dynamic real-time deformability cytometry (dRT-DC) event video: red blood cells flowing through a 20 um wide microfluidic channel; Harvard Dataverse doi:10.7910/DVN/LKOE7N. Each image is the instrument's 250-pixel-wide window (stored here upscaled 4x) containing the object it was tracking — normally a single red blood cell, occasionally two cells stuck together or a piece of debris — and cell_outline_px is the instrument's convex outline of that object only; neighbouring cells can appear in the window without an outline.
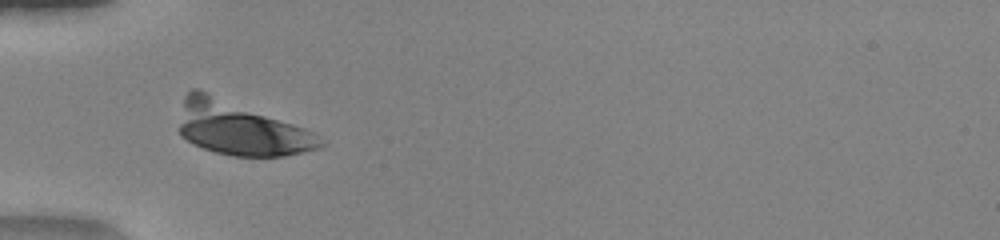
{"species": "human", "species_latin": "Homo sapiens", "temperature_condition": "warm", "stored_images_in_passage": 47, "camera_frame_rate_fps": 3000, "um_per_image_px": 0.085, "donor": {"sex": "female"}, "frame": {"image": 1, "passage_image": 14, "time_ms": 4.333, "image_size_px": [1000, 240], "cell_outline_px": [[324, 144], [320, 148], [304, 152], [284, 156], [232, 156], [216, 152], [192, 144], [180, 136], [180, 124], [184, 96], [192, 88], [200, 88], [304, 128], [312, 132]], "centroid_in_image_um": [20.39, 10.91], "position_along_channel_um": 64.6, "area_um2": 43.81}}
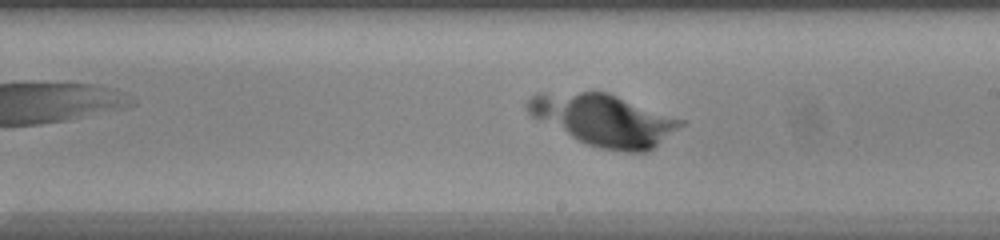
{"frame": {"image": 2, "passage_image": 27, "time_ms": 8.667, "image_size_px": [1000, 240], "cell_outline_px": [[688, 124], [648, 152], [624, 152], [600, 148], [588, 144], [536, 120], [528, 112], [524, 104], [536, 92], [608, 92], [688, 120]], "centroid_in_image_um": [51.41, 10.18], "position_along_channel_um": 237.6, "area_um2": 46.7}}
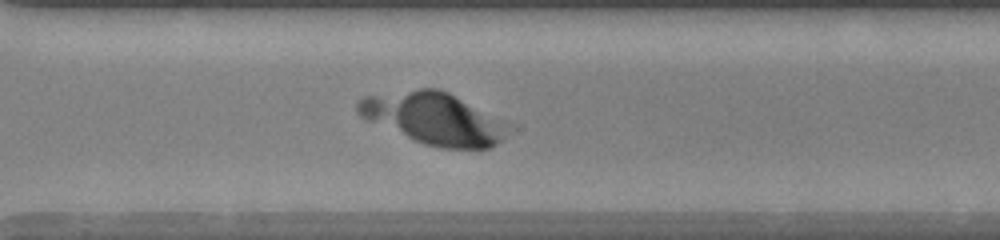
{"frame": {"image": 3, "passage_image": 34, "time_ms": 11.0, "image_size_px": [1000, 240], "cell_outline_px": [[504, 136], [492, 148], [440, 148], [424, 144], [364, 120], [356, 112], [356, 100], [360, 96], [420, 88], [436, 88], [448, 92], [504, 124]], "centroid_in_image_um": [36.68, 10.06], "position_along_channel_um": 333.9, "area_um2": 44.33}}